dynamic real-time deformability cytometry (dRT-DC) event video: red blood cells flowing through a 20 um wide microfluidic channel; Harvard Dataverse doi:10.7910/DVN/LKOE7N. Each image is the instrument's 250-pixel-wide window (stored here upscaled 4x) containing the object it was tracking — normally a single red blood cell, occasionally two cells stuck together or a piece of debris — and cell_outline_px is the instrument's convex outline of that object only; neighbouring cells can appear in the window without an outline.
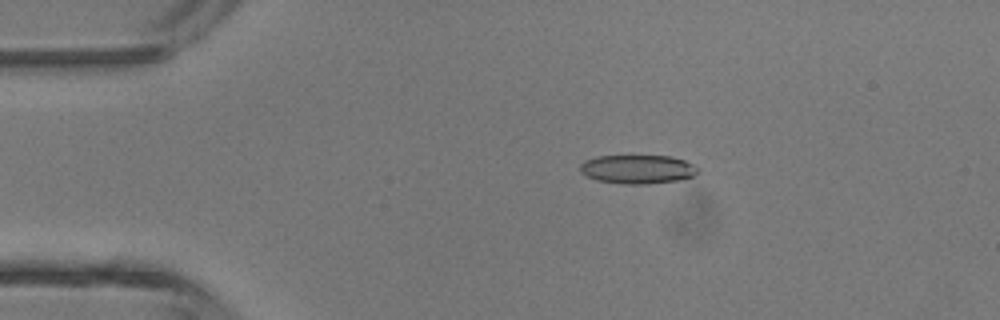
{"species": "common noctule bat (a hibernating species)", "species_latin": "Nyctalus noctula", "temperature_condition": "room temperature", "stored_images_in_passage": 46, "camera_frame_rate_fps": 3000, "um_per_image_px": 0.085, "animal": {"sex": "male", "body_mass_g": 13.3}, "frame": {"image": 1, "passage_image": 9, "time_ms": 2.667, "image_size_px": [1000, 320], "cell_outline_px": [[700, 172], [692, 176], [676, 180], [644, 184], [620, 184], [596, 180], [580, 172], [580, 164], [584, 160], [596, 156], [672, 156], [684, 160], [700, 168]], "centroid_in_image_um": [54.18, 14.38], "position_along_channel_um": 30.8, "area_um2": 19.83}}
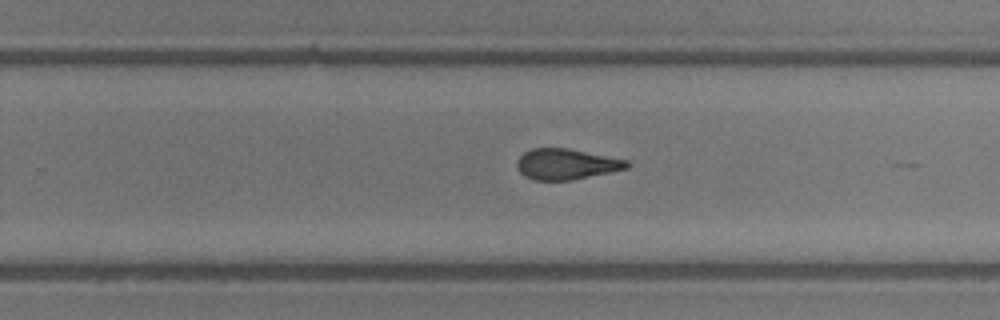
{"frame": {"image": 2, "passage_image": 29, "time_ms": 9.333, "image_size_px": [1000, 320], "cell_outline_px": [[632, 164], [628, 168], [572, 180], [532, 180], [524, 176], [516, 168], [516, 160], [524, 152], [532, 148], [568, 148], [628, 160]], "centroid_in_image_um": [48.11, 13.95], "position_along_channel_um": 281.7, "area_um2": 19.83}}
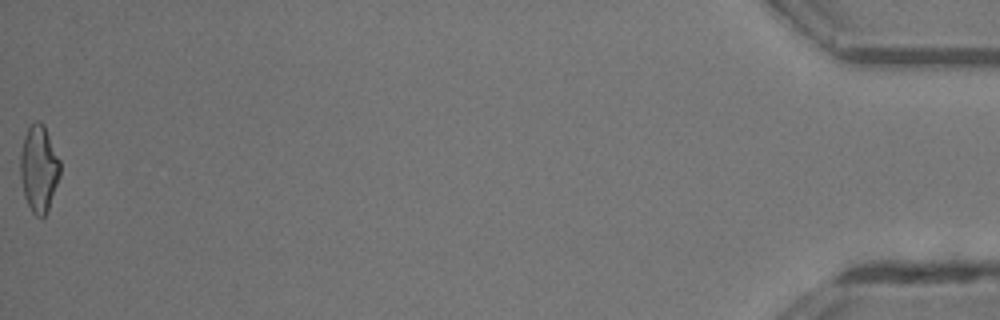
{"frame": {"image": 3, "passage_image": 46, "time_ms": 15.0, "image_size_px": [1000, 320], "cell_outline_px": [[60, 176], [48, 212], [44, 216], [36, 216], [32, 212], [24, 196], [20, 176], [20, 152], [24, 136], [28, 128], [36, 120], [40, 120], [44, 124], [60, 160]], "centroid_in_image_um": [3.31, 14.33], "position_along_channel_um": 431.9, "area_um2": 20.29}, "authors_computed_cell_mechanics": {"area_um2": 20.1433, "velocity_mm_per_s": 4.523, "shape_relaxation_time_tau1_ms": 5.538, "shape_relaxation_time_tau2_ms": 1.7052, "deformation_change_tau1": 0.1582, "deformation_change_tau2": 0.1022}}